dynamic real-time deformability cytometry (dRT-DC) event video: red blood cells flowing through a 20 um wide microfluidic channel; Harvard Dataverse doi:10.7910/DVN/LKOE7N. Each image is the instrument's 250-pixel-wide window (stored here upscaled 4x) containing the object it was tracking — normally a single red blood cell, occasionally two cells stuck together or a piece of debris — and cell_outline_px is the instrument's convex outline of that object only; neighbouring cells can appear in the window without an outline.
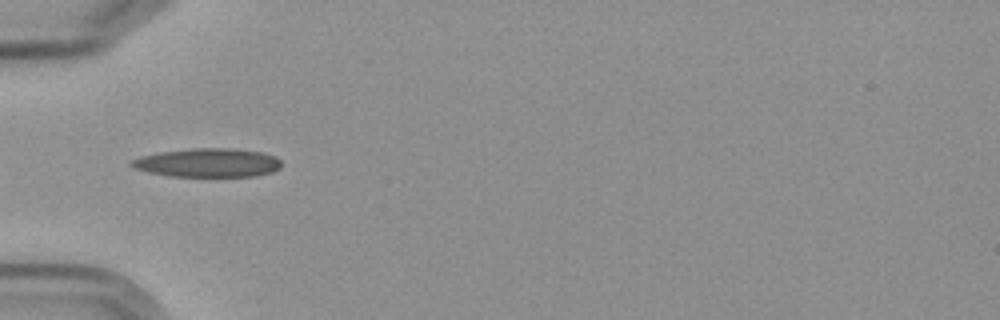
{"species": "Egyptian fruit bat (a non-hibernating species)", "species_latin": "Rousettus aegyptiacus", "temperature_condition": "cold", "stored_images_in_passage": 9, "camera_frame_rate_fps": 3000, "um_per_image_px": 0.085, "frame": {"image": 1, "passage_image": 6, "time_ms": 6.0, "image_size_px": [1000, 320], "cell_outline_px": [[280, 168], [272, 172], [256, 176], [168, 176], [148, 172], [132, 168], [128, 164], [132, 160], [140, 156], [160, 152], [192, 148], [232, 148], [260, 152], [276, 156], [280, 160]], "centroid_in_image_um": [17.64, 13.83], "position_along_channel_um": 67.4, "area_um2": 25.2}}
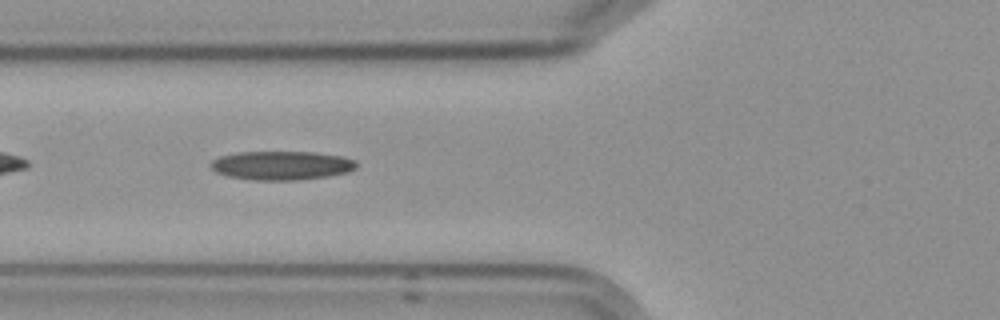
{"frame": {"image": 2, "passage_image": 7, "time_ms": 7.0, "image_size_px": [1000, 320], "cell_outline_px": [[356, 168], [348, 172], [328, 176], [300, 180], [252, 180], [228, 176], [216, 172], [208, 164], [212, 160], [220, 156], [236, 152], [312, 152], [344, 156], [356, 160]], "centroid_in_image_um": [23.93, 14.06], "position_along_channel_um": 101.9, "area_um2": 24.68}}
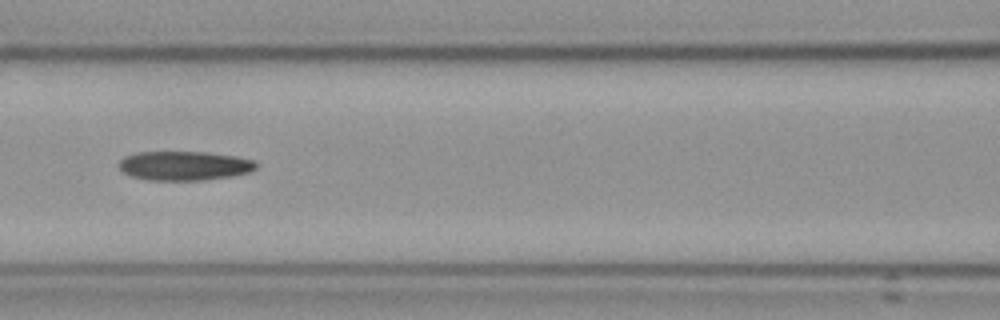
{"frame": {"image": 3, "passage_image": 8, "time_ms": 8.333, "image_size_px": [1000, 320], "cell_outline_px": [[260, 164], [256, 168], [248, 172], [232, 176], [200, 180], [148, 180], [128, 176], [120, 168], [120, 160], [124, 156], [136, 152], [204, 152], [236, 156], [256, 160]], "centroid_in_image_um": [15.68, 14.08], "position_along_channel_um": 150.9, "area_um2": 23.47}}